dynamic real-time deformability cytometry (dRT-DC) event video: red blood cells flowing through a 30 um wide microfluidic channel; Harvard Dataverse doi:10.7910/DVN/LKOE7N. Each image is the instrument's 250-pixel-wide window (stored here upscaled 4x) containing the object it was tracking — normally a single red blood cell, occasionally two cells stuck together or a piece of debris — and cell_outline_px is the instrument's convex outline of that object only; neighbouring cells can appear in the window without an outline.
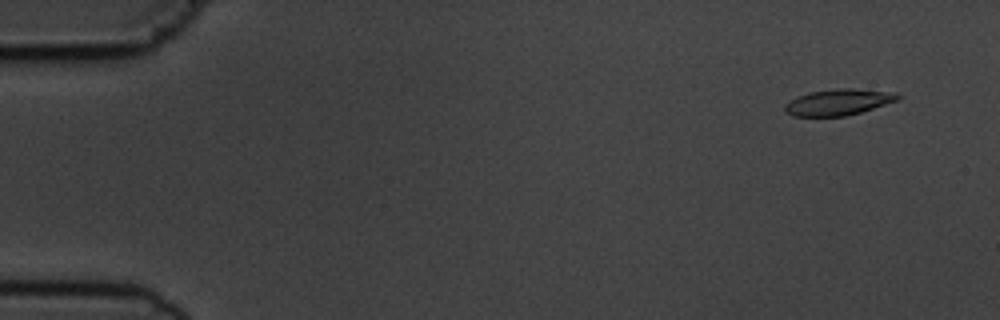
{"species": "common noctule bat (a hibernating species)", "species_latin": "Nyctalus noctula", "temperature_condition": "cold", "stored_images_in_passage": 4, "camera_frame_rate_fps": 3000, "um_per_image_px": 0.085, "animal": {"sex": "male", "body_mass_g": 19.5, "forearm_length_mm": 54.6}, "frame": {"image": 1, "passage_image": 1, "time_ms": 0.0, "image_size_px": [1000, 320], "cell_outline_px": [[900, 96], [896, 100], [860, 112], [844, 116], [792, 116], [784, 112], [784, 104], [808, 92], [836, 88], [852, 88], [896, 92]], "centroid_in_image_um": [71.22, 8.67], "position_along_channel_um": 13.8, "area_um2": 17.05}}